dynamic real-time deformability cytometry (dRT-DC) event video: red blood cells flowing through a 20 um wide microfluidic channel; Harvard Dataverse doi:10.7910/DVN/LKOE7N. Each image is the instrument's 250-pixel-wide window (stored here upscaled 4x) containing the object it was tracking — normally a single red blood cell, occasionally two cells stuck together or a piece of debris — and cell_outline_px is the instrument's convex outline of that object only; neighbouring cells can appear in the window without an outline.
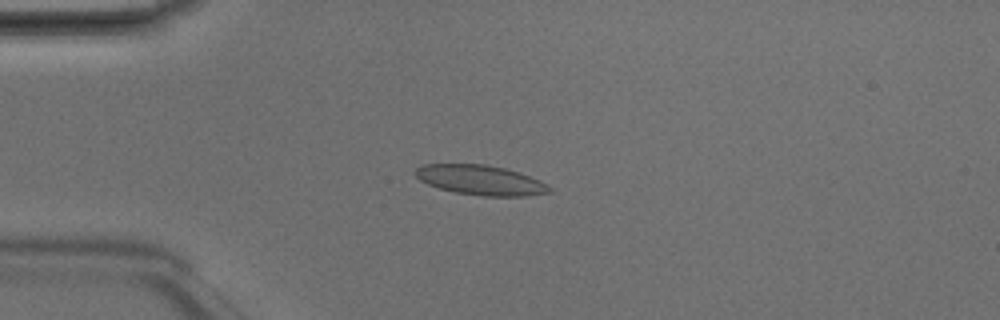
{"species": "Egyptian fruit bat (a non-hibernating species)", "species_latin": "Rousettus aegyptiacus", "temperature_condition": "room temperature", "stored_images_in_passage": 6, "camera_frame_rate_fps": 3000, "um_per_image_px": 0.085, "animal": {"sex": "male"}, "frame": {"image": 1, "passage_image": 4, "time_ms": 1.0, "image_size_px": [1000, 320], "cell_outline_px": [[552, 192], [528, 196], [484, 196], [456, 192], [440, 188], [428, 184], [420, 180], [412, 172], [420, 164], [484, 164], [504, 168], [540, 180], [552, 188]], "centroid_in_image_um": [40.83, 15.3], "position_along_channel_um": 44.2, "area_um2": 23.24}}